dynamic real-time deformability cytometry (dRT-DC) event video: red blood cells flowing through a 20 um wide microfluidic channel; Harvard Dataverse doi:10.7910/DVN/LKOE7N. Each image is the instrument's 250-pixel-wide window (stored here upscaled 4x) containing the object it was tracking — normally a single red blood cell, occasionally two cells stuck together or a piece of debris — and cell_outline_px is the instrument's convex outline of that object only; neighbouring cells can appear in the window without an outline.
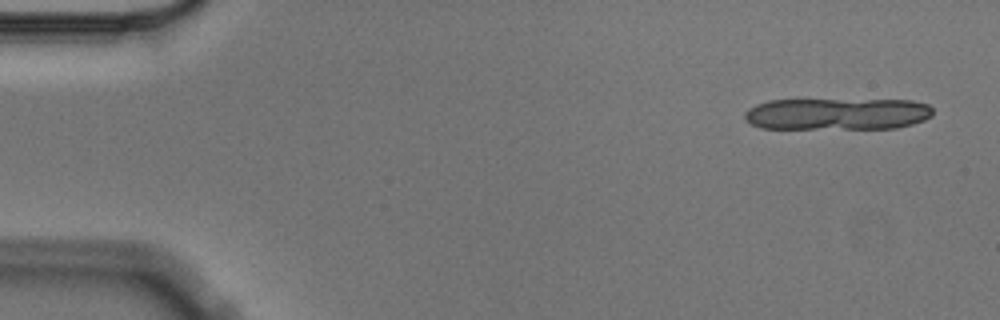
{"species": "Egyptian fruit bat (a non-hibernating species)", "species_latin": "Rousettus aegyptiacus", "temperature_condition": "cold", "stored_images_in_passage": 8, "segment_of_instrument_passage": [1, 2], "camera_frame_rate_fps": 3000, "um_per_image_px": 0.085, "animal": {"sex": "male"}, "frame": {"image": 1, "passage_image": 1, "time_ms": 0.0, "image_size_px": [1000, 320], "cell_outline_px": [[932, 116], [924, 120], [912, 124], [896, 128], [760, 128], [744, 120], [744, 112], [748, 108], [756, 104], [768, 100], [912, 100], [928, 104], [932, 108]], "centroid_in_image_um": [71.15, 9.68], "position_along_channel_um": 13.9, "area_um2": 35.03}}